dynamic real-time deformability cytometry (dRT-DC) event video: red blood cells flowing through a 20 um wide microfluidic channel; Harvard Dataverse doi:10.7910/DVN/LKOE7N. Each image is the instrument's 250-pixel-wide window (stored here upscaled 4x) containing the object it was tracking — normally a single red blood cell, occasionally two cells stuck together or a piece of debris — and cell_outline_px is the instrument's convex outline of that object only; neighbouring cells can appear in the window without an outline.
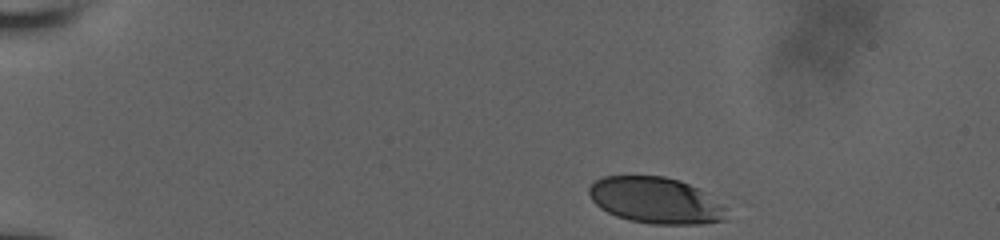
{"species": "human", "species_latin": "Homo sapiens", "temperature_condition": "room temperature", "stored_images_in_passage": 9, "camera_frame_rate_fps": 3000, "um_per_image_px": 0.085, "donor": {"sex": "male"}, "frame": {"image": 1, "passage_image": 1, "time_ms": 0.0, "image_size_px": [1000, 240], "cell_outline_px": [[728, 208], [724, 220], [700, 224], [652, 224], [632, 220], [616, 216], [600, 208], [592, 200], [588, 192], [588, 188], [596, 180], [604, 176], [664, 176], [680, 180], [696, 188]], "centroid_in_image_um": [55.71, 17.03], "position_along_channel_um": 29.3, "area_um2": 36.76}}
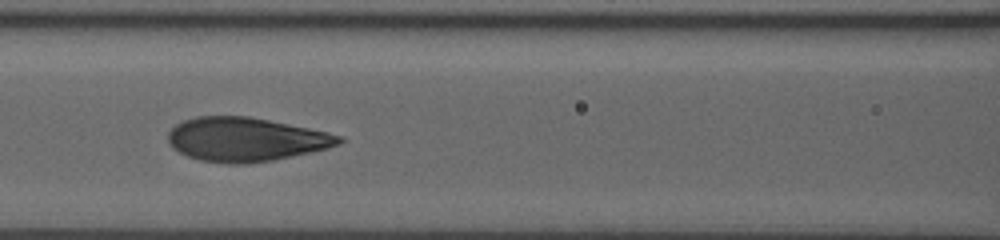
{"frame": {"image": 2, "passage_image": 6, "time_ms": 5.667, "image_size_px": [1000, 240], "cell_outline_px": [[344, 140], [340, 144], [328, 148], [272, 160], [248, 164], [228, 164], [200, 160], [188, 156], [172, 148], [168, 144], [168, 132], [176, 124], [184, 120], [196, 116], [248, 116], [328, 132], [344, 136]], "centroid_in_image_um": [20.87, 11.85], "position_along_channel_um": 145.7, "area_um2": 43.7}}
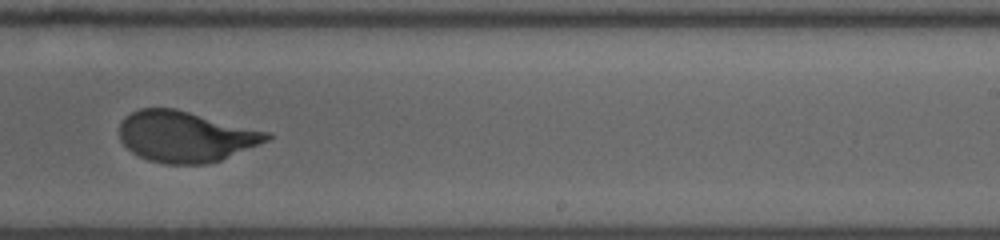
{"frame": {"image": 3, "passage_image": 9, "time_ms": 9.0, "image_size_px": [1000, 240], "cell_outline_px": [[272, 136], [268, 140], [220, 160], [208, 164], [164, 164], [148, 160], [132, 152], [120, 140], [120, 124], [132, 112], [140, 108], [176, 108], [272, 132]], "centroid_in_image_um": [15.8, 11.6], "position_along_channel_um": 273.2, "area_um2": 43.7}}